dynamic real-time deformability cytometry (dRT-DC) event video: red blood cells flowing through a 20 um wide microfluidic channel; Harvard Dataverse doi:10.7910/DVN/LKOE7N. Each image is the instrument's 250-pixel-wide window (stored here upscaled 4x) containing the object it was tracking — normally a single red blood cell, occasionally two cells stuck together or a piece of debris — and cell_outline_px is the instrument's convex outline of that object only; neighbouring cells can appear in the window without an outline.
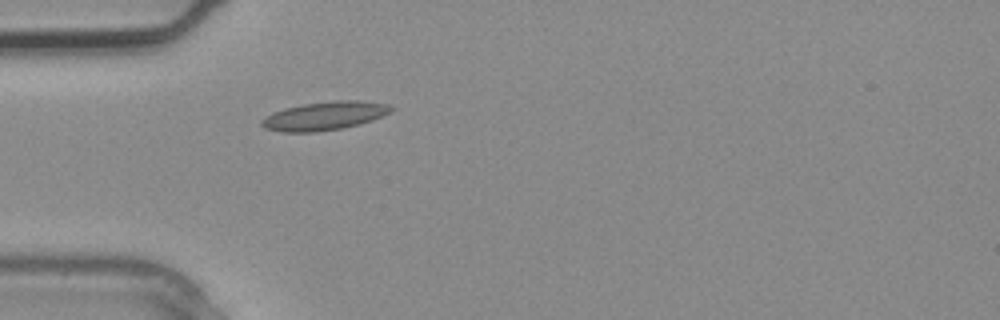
{"species": "common noctule bat (a hibernating species)", "species_latin": "Nyctalus noctula", "temperature_condition": "warm", "stored_images_in_passage": 2, "camera_frame_rate_fps": 3000, "um_per_image_px": 0.085, "animal": {"sex": "male", "body_mass_g": 20.4}, "frame": {"image": 1, "passage_image": 2, "time_ms": 0.333, "image_size_px": [1000, 320], "cell_outline_px": [[396, 108], [392, 112], [372, 120], [360, 124], [344, 128], [316, 132], [280, 132], [264, 128], [260, 124], [260, 120], [264, 116], [272, 112], [284, 108], [304, 104], [332, 100], [360, 100], [388, 104]], "centroid_in_image_um": [27.58, 9.85], "position_along_channel_um": 57.4, "area_um2": 21.91}}